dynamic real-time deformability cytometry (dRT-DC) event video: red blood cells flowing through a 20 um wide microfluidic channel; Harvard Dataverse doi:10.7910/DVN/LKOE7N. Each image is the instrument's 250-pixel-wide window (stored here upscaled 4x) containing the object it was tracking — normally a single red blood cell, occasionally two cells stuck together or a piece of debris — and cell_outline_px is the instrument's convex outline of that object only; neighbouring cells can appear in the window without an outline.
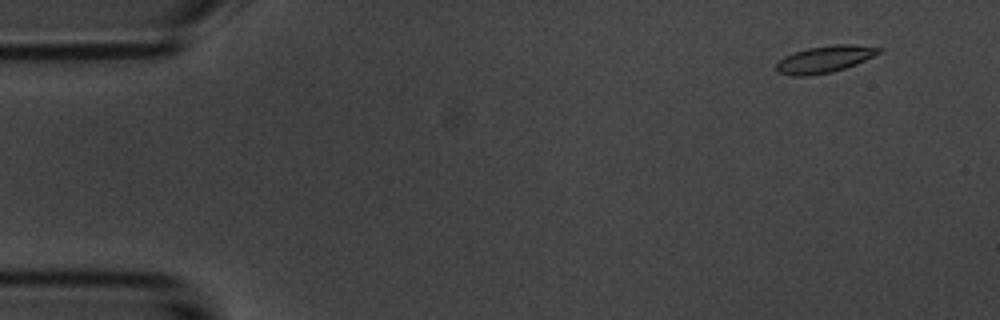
{"species": "common noctule bat (a hibernating species)", "species_latin": "Nyctalus noctula", "temperature_condition": "room temperature", "stored_images_in_passage": 9, "camera_frame_rate_fps": 3000, "um_per_image_px": 0.085, "animal": {"sex": "male", "body_mass_g": 20.1, "forearm_length_mm": 53.5}, "frame": {"image": 1, "passage_image": 2, "time_ms": 1.333, "image_size_px": [1000, 320], "cell_outline_px": [[884, 52], [856, 64], [832, 72], [808, 76], [792, 76], [776, 72], [776, 64], [784, 56], [808, 48], [832, 44], [852, 44], [884, 48]], "centroid_in_image_um": [70.14, 5.03], "position_along_channel_um": 14.9, "area_um2": 16.24}}
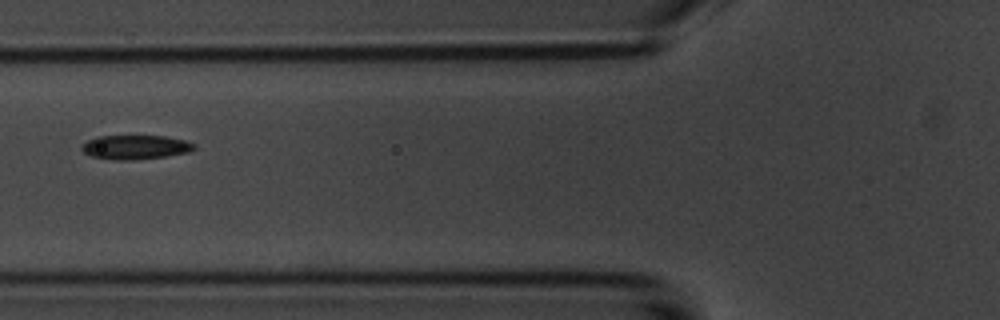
{"frame": {"image": 2, "passage_image": 7, "time_ms": 7.0, "image_size_px": [1000, 320], "cell_outline_px": [[196, 148], [188, 152], [164, 156], [132, 160], [116, 160], [92, 156], [84, 152], [80, 148], [88, 140], [96, 136], [164, 136], [184, 140], [196, 144]], "centroid_in_image_um": [11.51, 12.5], "position_along_channel_um": 114.3, "area_um2": 15.66}}
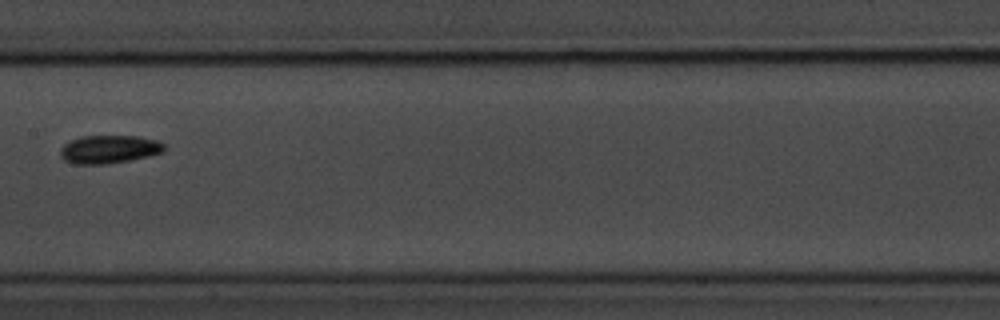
{"frame": {"image": 3, "passage_image": 9, "time_ms": 9.333, "image_size_px": [1000, 320], "cell_outline_px": [[164, 152], [148, 156], [108, 164], [76, 164], [64, 160], [60, 156], [60, 148], [64, 144], [80, 136], [140, 136], [156, 140], [164, 144]], "centroid_in_image_um": [9.26, 12.69], "position_along_channel_um": 198.1, "area_um2": 17.05}}